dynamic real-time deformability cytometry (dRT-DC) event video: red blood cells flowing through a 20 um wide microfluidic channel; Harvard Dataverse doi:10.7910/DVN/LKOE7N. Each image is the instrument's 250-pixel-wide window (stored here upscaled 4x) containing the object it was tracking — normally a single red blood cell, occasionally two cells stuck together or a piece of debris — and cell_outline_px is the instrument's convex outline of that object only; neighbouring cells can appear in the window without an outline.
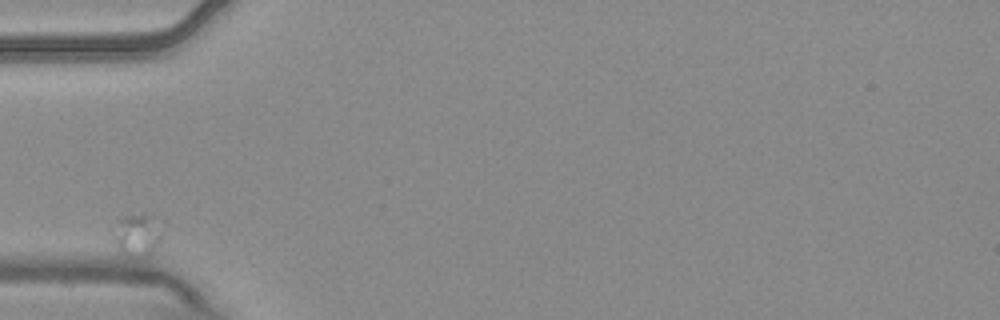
{"species": "common noctule bat (a hibernating species)", "species_latin": "Nyctalus noctula", "temperature_condition": "warm", "stored_images_in_passage": 1, "camera_frame_rate_fps": 3000, "um_per_image_px": 0.085, "animal": {"sex": "male", "body_mass_g": 20.4}, "frame": {"image": 1, "passage_image": 1, "time_ms": 0.0, "image_size_px": [1000, 320], "cell_outline_px": [[160, 240], [152, 252], [148, 256], [136, 256], [124, 252], [116, 244], [112, 236], [112, 232], [116, 220], [124, 216], [152, 216], [160, 236]], "centroid_in_image_um": [11.58, 19.97], "position_along_channel_um": 73.4, "area_um2": 11.16}}